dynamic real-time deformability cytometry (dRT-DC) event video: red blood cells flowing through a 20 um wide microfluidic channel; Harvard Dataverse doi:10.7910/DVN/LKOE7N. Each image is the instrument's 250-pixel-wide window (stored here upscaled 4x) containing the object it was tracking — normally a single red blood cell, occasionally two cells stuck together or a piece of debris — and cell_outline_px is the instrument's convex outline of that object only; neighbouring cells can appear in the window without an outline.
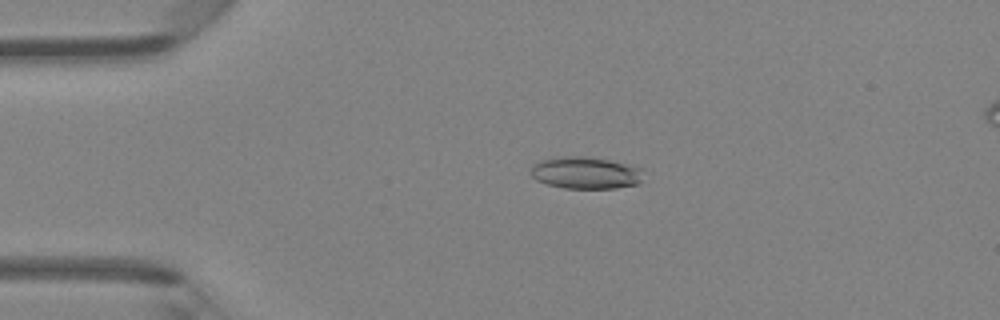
{"species": "Egyptian fruit bat (a non-hibernating species)", "species_latin": "Rousettus aegyptiacus", "temperature_condition": "room temperature", "stored_images_in_passage": 4, "camera_frame_rate_fps": 3000, "um_per_image_px": 0.085, "animal": {"sex": "female"}, "frame": {"image": 1, "passage_image": 3, "time_ms": 0.667, "image_size_px": [1000, 320], "cell_outline_px": [[640, 184], [616, 188], [564, 188], [548, 184], [536, 180], [532, 176], [532, 164], [540, 160], [564, 156], [584, 156], [608, 160], [640, 168]], "centroid_in_image_um": [49.73, 14.69], "position_along_channel_um": 35.3, "area_um2": 20.69}}